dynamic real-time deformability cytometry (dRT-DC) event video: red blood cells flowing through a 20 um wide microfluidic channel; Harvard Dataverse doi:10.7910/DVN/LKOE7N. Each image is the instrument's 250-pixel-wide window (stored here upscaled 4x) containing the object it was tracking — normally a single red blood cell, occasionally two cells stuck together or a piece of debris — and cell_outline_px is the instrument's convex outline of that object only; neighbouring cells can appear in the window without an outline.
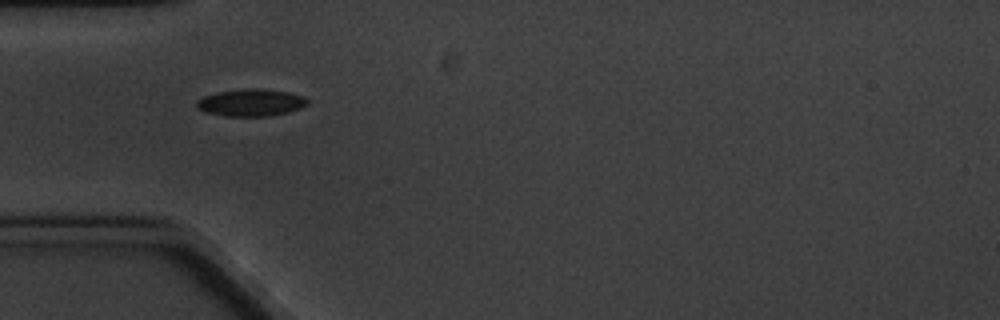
{"species": "common noctule bat (a hibernating species)", "species_latin": "Nyctalus noctula", "temperature_condition": "cold", "stored_images_in_passage": 1, "camera_frame_rate_fps": 3000, "um_per_image_px": 0.085, "animal": {"sex": "male", "body_mass_g": 20.1, "forearm_length_mm": 53.5}, "frame": {"image": 1, "passage_image": 1, "time_ms": 0.0, "image_size_px": [1000, 320], "cell_outline_px": [[308, 104], [300, 108], [288, 112], [268, 116], [224, 116], [204, 112], [196, 108], [196, 100], [204, 96], [220, 92], [244, 88], [260, 88], [288, 92], [304, 96], [308, 100]], "centroid_in_image_um": [21.32, 8.72], "position_along_channel_um": 63.7, "area_um2": 17.63}}